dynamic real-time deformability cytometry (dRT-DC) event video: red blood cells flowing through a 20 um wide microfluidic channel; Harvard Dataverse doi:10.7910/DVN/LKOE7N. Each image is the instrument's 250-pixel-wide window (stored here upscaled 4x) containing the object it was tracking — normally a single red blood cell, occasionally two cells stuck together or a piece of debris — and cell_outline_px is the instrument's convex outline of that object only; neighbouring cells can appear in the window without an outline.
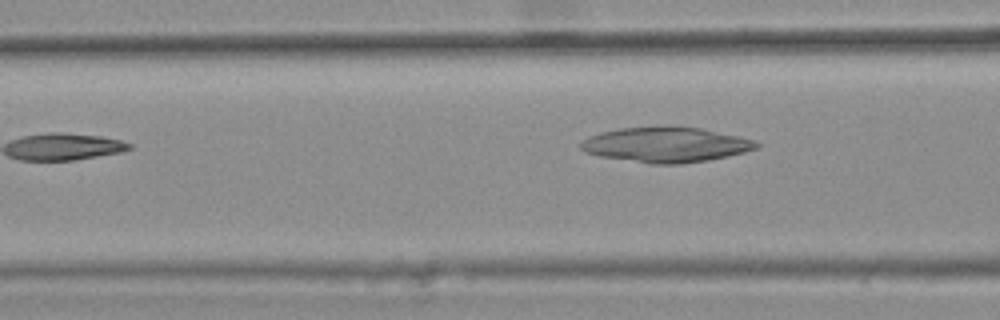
{"species": "common noctule bat (a hibernating species)", "species_latin": "Nyctalus noctula", "temperature_condition": "warm", "stored_images_in_passage": 5, "camera_frame_rate_fps": 3000, "um_per_image_px": 0.085, "animal": {"sex": "female", "body_mass_g": 25.1}, "frame": {"image": 1, "passage_image": 3, "time_ms": 0.667, "image_size_px": [1000, 320], "cell_outline_px": [[764, 144], [756, 148], [744, 152], [728, 156], [708, 160], [684, 164], [652, 164], [600, 156], [584, 152], [580, 148], [580, 140], [588, 136], [600, 132], [620, 128], [700, 128], [756, 140]], "centroid_in_image_um": [56.6, 12.32], "position_along_channel_um": 110.0, "area_um2": 35.55}}
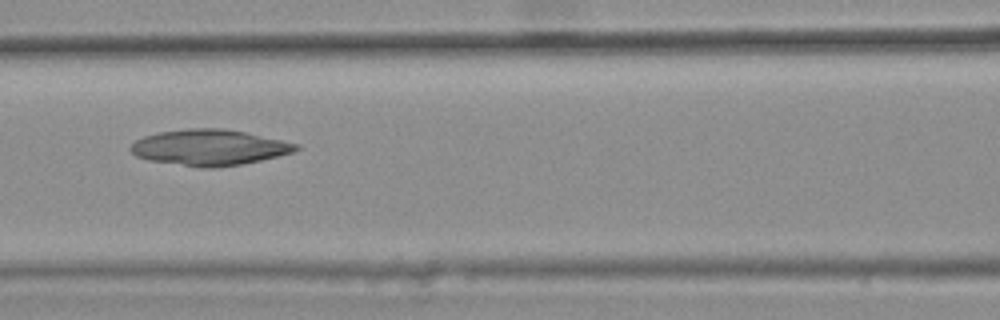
{"frame": {"image": 2, "passage_image": 4, "time_ms": 1.0, "image_size_px": [1000, 320], "cell_outline_px": [[300, 148], [292, 152], [260, 160], [240, 164], [212, 168], [208, 168], [148, 160], [136, 156], [128, 148], [136, 140], [144, 136], [156, 132], [188, 128], [224, 128], [244, 132], [300, 144]], "centroid_in_image_um": [17.76, 12.52], "position_along_channel_um": 148.8, "area_um2": 34.28}}